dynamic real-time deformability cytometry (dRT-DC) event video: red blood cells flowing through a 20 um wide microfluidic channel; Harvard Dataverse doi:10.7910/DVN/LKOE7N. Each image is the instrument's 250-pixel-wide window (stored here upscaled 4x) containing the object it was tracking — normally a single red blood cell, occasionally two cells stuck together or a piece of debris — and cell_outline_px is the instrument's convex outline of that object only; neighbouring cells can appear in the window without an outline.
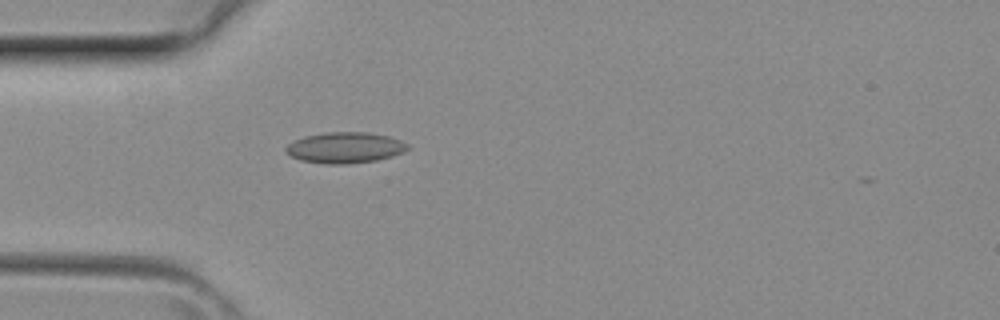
{"species": "common noctule bat (a hibernating species)", "species_latin": "Nyctalus noctula", "temperature_condition": "room temperature", "stored_images_in_passage": 3, "camera_frame_rate_fps": 3000, "um_per_image_px": 0.085, "animal": {"sex": "female", "body_mass_g": 29.2, "forearm_length_mm": 56.3}, "frame": {"image": 1, "passage_image": 3, "time_ms": 0.667, "image_size_px": [1000, 320], "cell_outline_px": [[408, 148], [404, 152], [392, 156], [376, 160], [348, 164], [324, 164], [300, 160], [284, 152], [284, 148], [288, 144], [304, 136], [328, 132], [368, 132], [388, 136], [400, 140], [408, 144]], "centroid_in_image_um": [29.31, 12.55], "position_along_channel_um": 55.7, "area_um2": 21.96}}